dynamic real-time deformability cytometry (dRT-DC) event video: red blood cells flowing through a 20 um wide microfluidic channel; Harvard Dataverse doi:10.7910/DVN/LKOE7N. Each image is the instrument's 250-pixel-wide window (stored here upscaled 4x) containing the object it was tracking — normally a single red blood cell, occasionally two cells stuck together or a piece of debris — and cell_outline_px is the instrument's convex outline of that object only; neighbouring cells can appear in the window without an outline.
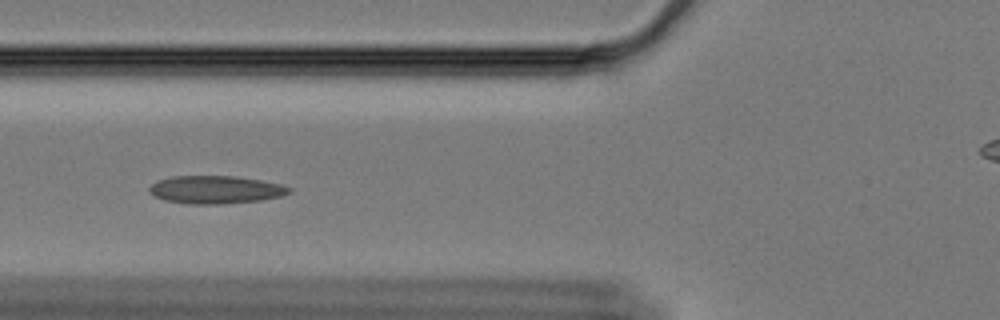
{"species": "Egyptian fruit bat (a non-hibernating species)", "species_latin": "Rousettus aegyptiacus", "temperature_condition": "cold", "stored_images_in_passage": 60, "camera_frame_rate_fps": 3000, "um_per_image_px": 0.085, "animal": {"sex": "female"}, "frame": {"image": 1, "passage_image": 22, "time_ms": 7.0, "image_size_px": [1000, 320], "cell_outline_px": [[292, 192], [280, 196], [264, 200], [220, 204], [188, 204], [164, 200], [148, 192], [148, 188], [156, 180], [172, 176], [236, 176], [260, 180], [280, 184], [292, 188]], "centroid_in_image_um": [18.32, 16.12], "position_along_channel_um": 107.5, "area_um2": 22.89}}
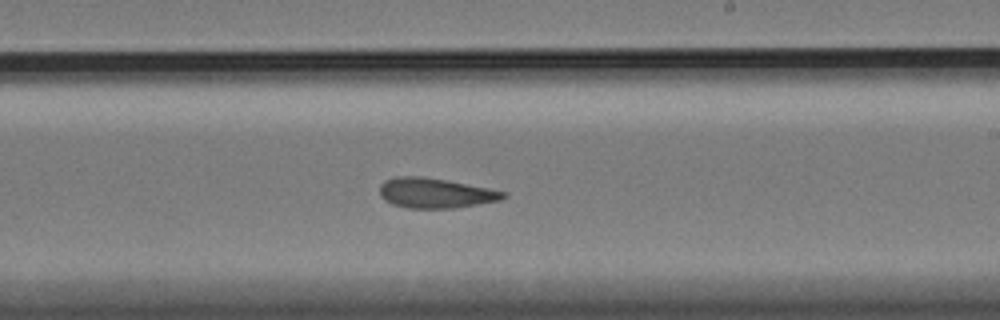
{"frame": {"image": 2, "passage_image": 35, "time_ms": 11.333, "image_size_px": [1000, 320], "cell_outline_px": [[508, 196], [500, 200], [452, 208], [408, 208], [392, 204], [384, 200], [380, 196], [380, 184], [384, 180], [396, 176], [420, 176], [444, 180], [488, 188], [508, 192]], "centroid_in_image_um": [36.97, 16.41], "position_along_channel_um": 252.0, "area_um2": 21.5}}
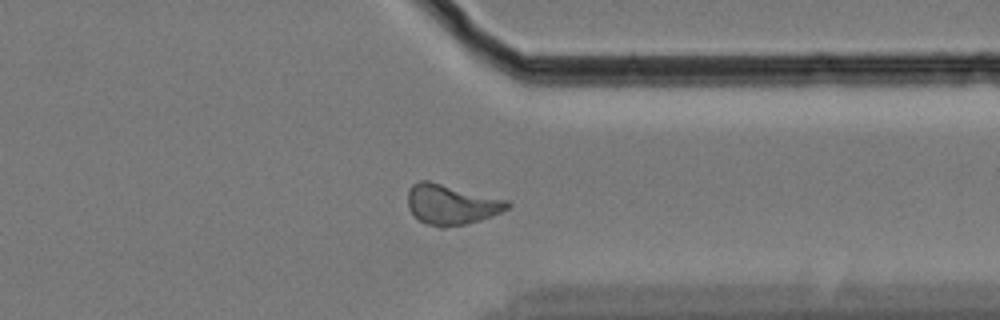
{"frame": {"image": 3, "passage_image": 46, "time_ms": 15.0, "image_size_px": [1000, 320], "cell_outline_px": [[512, 204], [508, 208], [492, 216], [480, 220], [464, 224], [444, 228], [440, 228], [428, 224], [420, 220], [408, 208], [408, 192], [412, 184], [420, 180], [428, 180], [508, 200]], "centroid_in_image_um": [38.36, 17.37], "position_along_channel_um": 373.0, "area_um2": 23.24}, "authors_computed_cell_mechanics": {"area_um2": 22.1374, "velocity_mm_per_s": 3.3305, "shape_relaxation_time_tau1_ms": null, "shape_relaxation_time_tau2_ms": 4.2694, "deformation_change_tau1": null, "deformation_change_tau2": 0.1038}}